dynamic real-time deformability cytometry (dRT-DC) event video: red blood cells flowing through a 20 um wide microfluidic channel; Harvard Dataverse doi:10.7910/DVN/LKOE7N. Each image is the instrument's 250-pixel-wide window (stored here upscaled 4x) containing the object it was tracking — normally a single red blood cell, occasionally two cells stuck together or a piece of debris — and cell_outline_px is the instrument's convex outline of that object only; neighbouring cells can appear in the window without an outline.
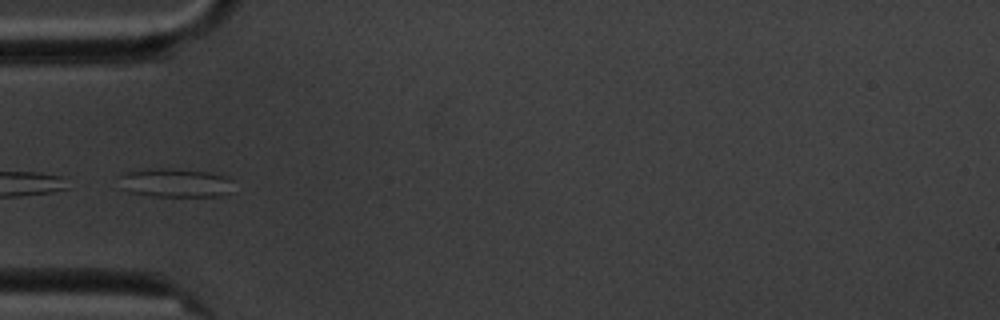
{"species": "common noctule bat (a hibernating species)", "species_latin": "Nyctalus noctula", "temperature_condition": "cold", "stored_images_in_passage": 11, "camera_frame_rate_fps": 3000, "um_per_image_px": 0.085, "animal": {"sex": "male", "body_mass_g": 20.1, "forearm_length_mm": 53.5}, "frame": {"image": 1, "passage_image": 5, "time_ms": 5.333, "image_size_px": [1000, 320], "cell_outline_px": [[232, 192], [220, 196], [152, 196], [132, 192], [120, 188], [116, 176], [120, 172], [148, 168], [172, 168], [208, 172], [224, 176], [232, 180]], "centroid_in_image_um": [14.81, 15.52], "position_along_channel_um": 70.2, "area_um2": 19.71}}